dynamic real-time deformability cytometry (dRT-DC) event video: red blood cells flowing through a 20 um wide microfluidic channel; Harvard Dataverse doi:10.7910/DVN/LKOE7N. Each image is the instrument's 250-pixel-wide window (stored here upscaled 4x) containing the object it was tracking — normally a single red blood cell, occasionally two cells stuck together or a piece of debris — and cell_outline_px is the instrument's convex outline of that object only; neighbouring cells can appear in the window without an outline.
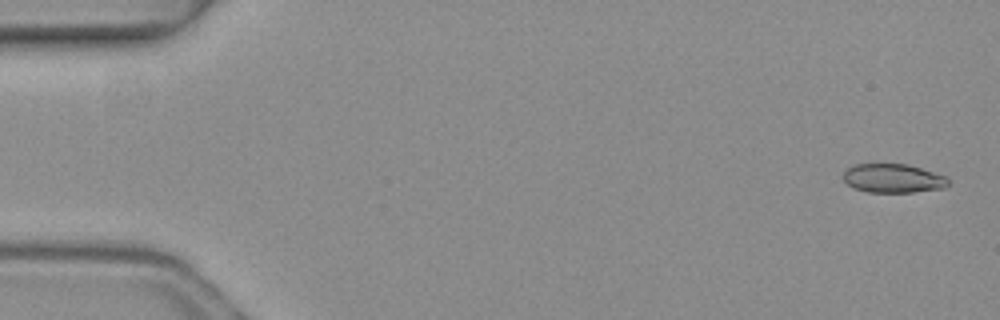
{"species": "common noctule bat (a hibernating species)", "species_latin": "Nyctalus noctula", "temperature_condition": "warm", "stored_images_in_passage": 7, "camera_frame_rate_fps": 3000, "um_per_image_px": 0.085, "animal": {"sex": "female", "body_mass_g": 19.3, "forearm_length_mm": 54.1}, "frame": {"image": 1, "passage_image": 1, "time_ms": 0.0, "image_size_px": [1000, 320], "cell_outline_px": [[948, 184], [944, 188], [912, 192], [868, 192], [852, 188], [844, 180], [844, 172], [848, 168], [856, 164], [872, 160], [908, 164], [948, 176]], "centroid_in_image_um": [75.88, 15.1], "position_along_channel_um": 9.1, "area_um2": 18.44}}
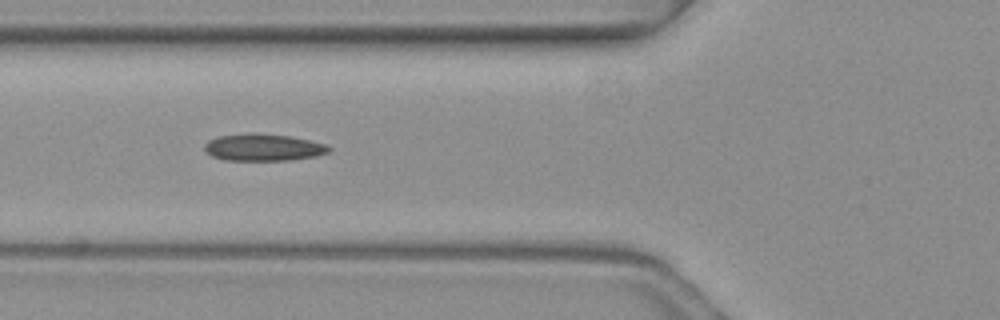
{"frame": {"image": 2, "passage_image": 5, "time_ms": 1.333, "image_size_px": [1000, 320], "cell_outline_px": [[332, 148], [328, 152], [316, 156], [292, 160], [224, 160], [212, 156], [204, 148], [204, 144], [208, 140], [220, 136], [288, 136], [328, 144]], "centroid_in_image_um": [22.44, 12.58], "position_along_channel_um": 103.4, "area_um2": 18.61}}
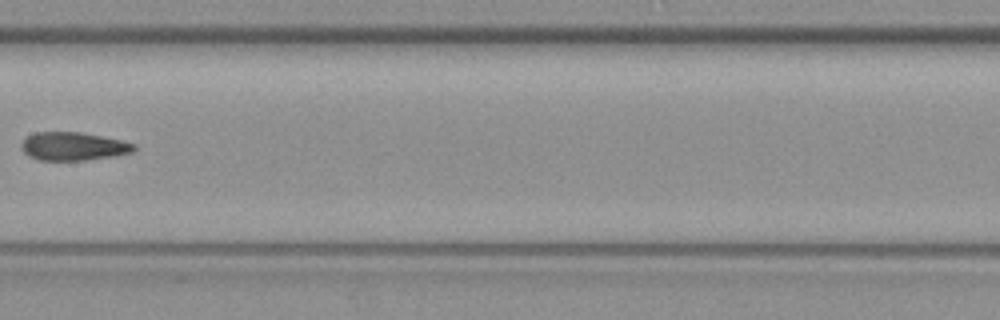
{"frame": {"image": 3, "passage_image": 7, "time_ms": 2.0, "image_size_px": [1000, 320], "cell_outline_px": [[136, 148], [132, 152], [112, 156], [88, 160], [40, 160], [28, 156], [20, 148], [20, 144], [28, 136], [36, 132], [80, 132], [120, 140], [136, 144]], "centroid_in_image_um": [6.21, 12.44], "position_along_channel_um": 201.2, "area_um2": 18.44}}